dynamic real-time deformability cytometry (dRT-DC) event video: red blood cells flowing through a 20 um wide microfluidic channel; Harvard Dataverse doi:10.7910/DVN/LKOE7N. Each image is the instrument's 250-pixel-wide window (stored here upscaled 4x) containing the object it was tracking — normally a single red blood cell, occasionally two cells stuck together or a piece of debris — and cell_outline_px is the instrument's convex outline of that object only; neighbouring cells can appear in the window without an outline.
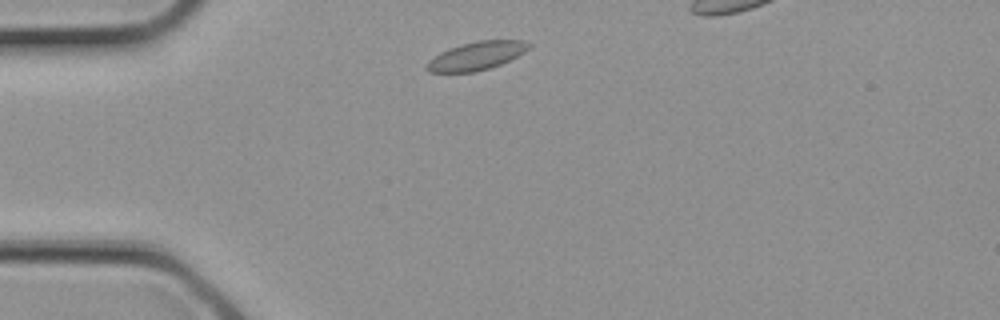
{"species": "common noctule bat (a hibernating species)", "species_latin": "Nyctalus noctula", "temperature_condition": "cold", "stored_images_in_passage": 7, "camera_frame_rate_fps": 3000, "um_per_image_px": 0.085, "animal": {"sex": "female", "body_mass_g": 21.9}, "frame": {"image": 1, "passage_image": 2, "time_ms": 0.333, "image_size_px": [1000, 320], "cell_outline_px": [[532, 48], [500, 64], [476, 72], [428, 72], [424, 68], [424, 64], [428, 60], [440, 52], [448, 48], [460, 44], [476, 40], [524, 40], [532, 44]], "centroid_in_image_um": [40.47, 4.73], "position_along_channel_um": 44.5, "area_um2": 17.05}}
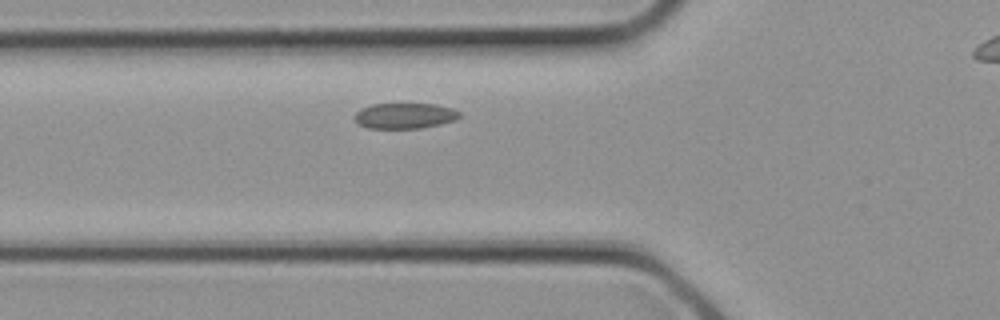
{"frame": {"image": 2, "passage_image": 5, "time_ms": 1.333, "image_size_px": [1000, 320], "cell_outline_px": [[460, 116], [456, 120], [440, 124], [420, 128], [368, 128], [360, 124], [356, 120], [356, 112], [360, 108], [372, 104], [436, 104], [452, 108], [460, 112]], "centroid_in_image_um": [34.43, 9.83], "position_along_channel_um": 91.4, "area_um2": 15.55}}
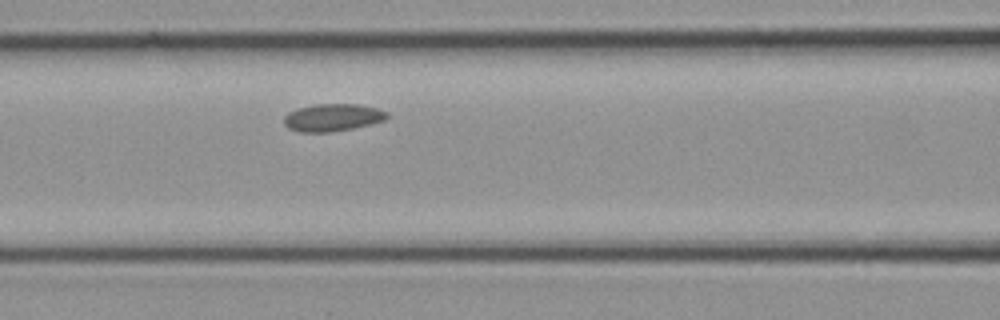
{"frame": {"image": 3, "passage_image": 7, "time_ms": 2.0, "image_size_px": [1000, 320], "cell_outline_px": [[388, 116], [384, 120], [372, 124], [332, 132], [300, 132], [288, 128], [284, 124], [284, 116], [288, 112], [296, 108], [312, 104], [360, 104], [376, 108], [388, 112]], "centroid_in_image_um": [28.25, 9.98], "position_along_channel_um": 138.4, "area_um2": 16.65}}